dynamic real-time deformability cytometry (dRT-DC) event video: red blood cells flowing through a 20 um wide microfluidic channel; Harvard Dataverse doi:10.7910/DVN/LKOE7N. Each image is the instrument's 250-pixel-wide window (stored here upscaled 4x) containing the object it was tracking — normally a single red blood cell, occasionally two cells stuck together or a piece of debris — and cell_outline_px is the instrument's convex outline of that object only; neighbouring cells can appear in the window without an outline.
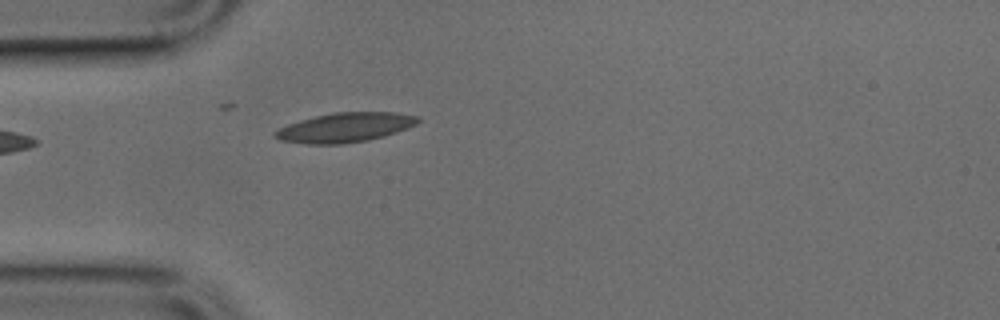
{"species": "common noctule bat (a hibernating species)", "species_latin": "Nyctalus noctula", "temperature_condition": "cold", "stored_images_in_passage": 23, "camera_frame_rate_fps": 3000, "um_per_image_px": 0.085, "animal": {"sex": "male", "body_mass_g": 17.9, "forearm_length_mm": 54.2}, "frame": {"image": 1, "passage_image": 1, "time_ms": 0.0, "image_size_px": [1000, 320], "cell_outline_px": [[420, 120], [416, 124], [396, 132], [384, 136], [368, 140], [344, 144], [308, 144], [280, 140], [272, 136], [272, 132], [288, 124], [300, 120], [332, 112], [396, 112], [416, 116]], "centroid_in_image_um": [29.29, 10.84], "position_along_channel_um": 55.7, "area_um2": 24.51}}
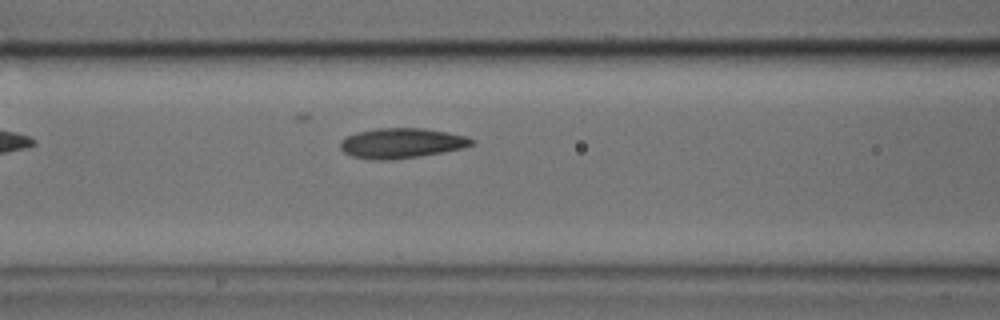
{"frame": {"image": 2, "passage_image": 7, "time_ms": 2.0, "image_size_px": [1000, 320], "cell_outline_px": [[476, 144], [464, 148], [444, 152], [420, 156], [392, 160], [368, 160], [352, 156], [344, 152], [340, 148], [340, 140], [356, 132], [376, 128], [424, 128], [448, 132], [468, 136], [476, 140]], "centroid_in_image_um": [34.17, 12.17], "position_along_channel_um": 132.4, "area_um2": 23.47}}